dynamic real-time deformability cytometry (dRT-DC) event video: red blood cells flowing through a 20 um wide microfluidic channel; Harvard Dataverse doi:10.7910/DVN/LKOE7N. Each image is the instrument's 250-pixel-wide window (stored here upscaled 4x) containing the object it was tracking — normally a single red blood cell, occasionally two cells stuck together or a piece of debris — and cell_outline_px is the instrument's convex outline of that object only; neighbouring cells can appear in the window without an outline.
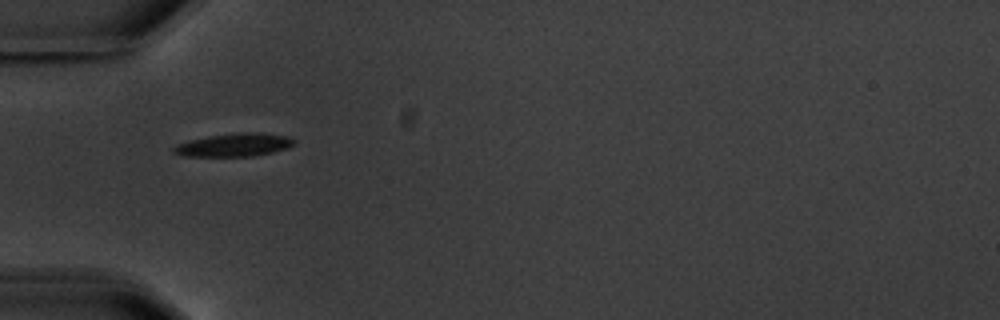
{"species": "common noctule bat (a hibernating species)", "species_latin": "Nyctalus noctula", "temperature_condition": "warm", "stored_images_in_passage": 9, "camera_frame_rate_fps": 3000, "um_per_image_px": 0.085, "animal": {"sex": "male", "body_mass_g": 20.1, "forearm_length_mm": 53.5}, "frame": {"image": 1, "passage_image": 1, "time_ms": 0.0, "image_size_px": [1000, 320], "cell_outline_px": [[296, 144], [288, 148], [272, 152], [252, 156], [184, 156], [172, 152], [172, 148], [176, 144], [188, 140], [208, 136], [232, 132], [260, 132], [288, 136], [296, 140]], "centroid_in_image_um": [19.91, 12.3], "position_along_channel_um": 65.1, "area_um2": 16.53}}